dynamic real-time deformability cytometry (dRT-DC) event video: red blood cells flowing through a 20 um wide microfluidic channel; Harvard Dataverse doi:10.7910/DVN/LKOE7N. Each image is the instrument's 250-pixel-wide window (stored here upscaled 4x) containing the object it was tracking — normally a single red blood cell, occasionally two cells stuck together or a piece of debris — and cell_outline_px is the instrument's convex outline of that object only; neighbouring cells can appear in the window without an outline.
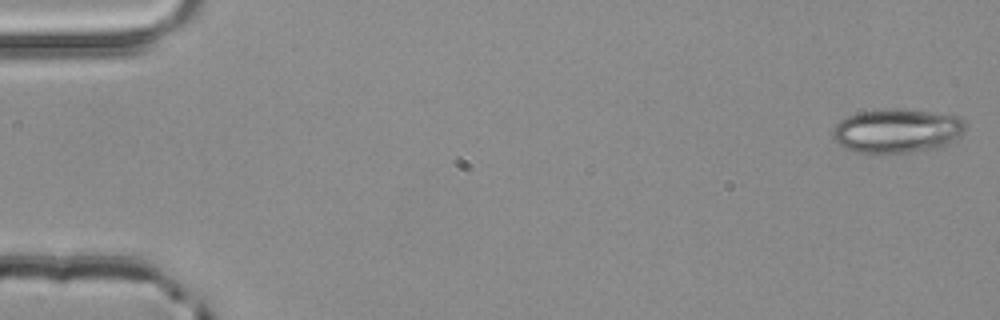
{"species": "common noctule bat (a hibernating species)", "species_latin": "Nyctalus noctula", "temperature_condition": "room temperature", "stored_images_in_passage": 4, "camera_frame_rate_fps": 3000, "um_per_image_px": 0.085, "animal": {"sex": "male", "body_mass_g": 20.4}, "frame": {"image": 1, "passage_image": 1, "time_ms": 0.0, "image_size_px": [1000, 320], "cell_outline_px": [[964, 132], [952, 144], [940, 148], [912, 152], [860, 152], [840, 148], [836, 144], [832, 136], [832, 128], [840, 120], [848, 116], [860, 112], [884, 108], [900, 108], [960, 116], [964, 120]], "centroid_in_image_um": [76.25, 11.12], "position_along_channel_um": 8.8, "area_um2": 34.62}}